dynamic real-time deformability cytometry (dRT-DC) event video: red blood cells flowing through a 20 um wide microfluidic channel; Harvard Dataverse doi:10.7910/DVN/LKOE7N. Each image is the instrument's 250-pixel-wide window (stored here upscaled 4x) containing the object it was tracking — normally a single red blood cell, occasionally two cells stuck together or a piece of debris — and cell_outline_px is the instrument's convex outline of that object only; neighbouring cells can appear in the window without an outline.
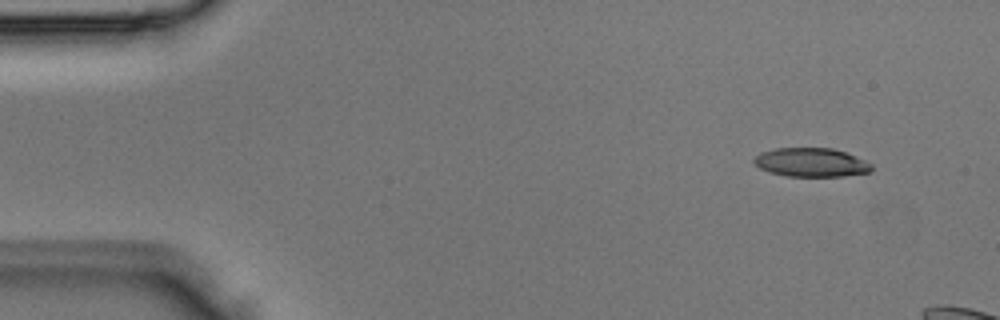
{"species": "Egyptian fruit bat (a non-hibernating species)", "species_latin": "Rousettus aegyptiacus", "temperature_condition": "room temperature", "stored_images_in_passage": 2, "camera_frame_rate_fps": 3000, "um_per_image_px": 0.085, "animal": {"sex": "male"}, "frame": {"image": 1, "passage_image": 2, "time_ms": 0.333, "image_size_px": [1000, 320], "cell_outline_px": [[872, 172], [844, 176], [788, 176], [768, 172], [760, 168], [752, 160], [760, 152], [776, 148], [832, 148], [844, 152], [864, 160], [872, 164]], "centroid_in_image_um": [68.94, 13.81], "position_along_channel_um": 16.1, "area_um2": 19.71}}